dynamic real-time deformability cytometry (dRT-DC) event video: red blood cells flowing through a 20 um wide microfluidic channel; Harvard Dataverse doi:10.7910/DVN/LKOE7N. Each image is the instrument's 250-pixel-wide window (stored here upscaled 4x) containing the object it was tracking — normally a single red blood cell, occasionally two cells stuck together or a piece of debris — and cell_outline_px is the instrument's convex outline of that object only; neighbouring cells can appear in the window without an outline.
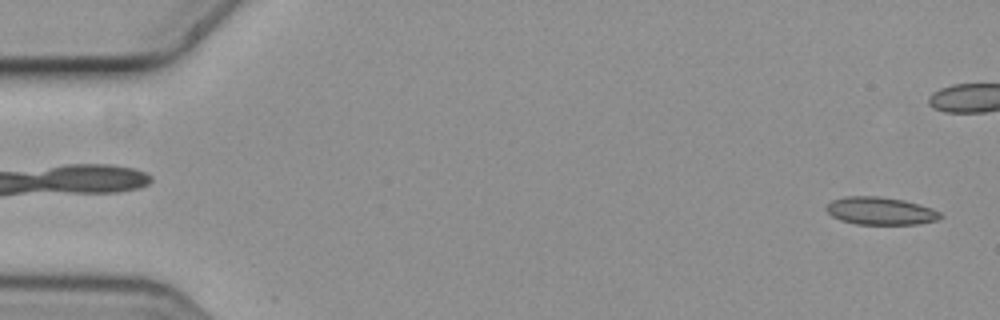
{"species": "common noctule bat (a hibernating species)", "species_latin": "Nyctalus noctula", "temperature_condition": "cold", "stored_images_in_passage": 5, "camera_frame_rate_fps": 3000, "um_per_image_px": 0.085, "animal": {"sex": "female", "body_mass_g": 19.3, "forearm_length_mm": 54.1}, "frame": {"image": 1, "passage_image": 5, "time_ms": 1.333, "image_size_px": [1000, 320], "cell_outline_px": [[944, 216], [936, 220], [916, 224], [856, 224], [840, 220], [832, 216], [824, 208], [832, 200], [844, 196], [880, 196], [904, 200], [932, 208], [940, 212]], "centroid_in_image_um": [74.82, 17.92], "position_along_channel_um": 10.2, "area_um2": 18.44}}